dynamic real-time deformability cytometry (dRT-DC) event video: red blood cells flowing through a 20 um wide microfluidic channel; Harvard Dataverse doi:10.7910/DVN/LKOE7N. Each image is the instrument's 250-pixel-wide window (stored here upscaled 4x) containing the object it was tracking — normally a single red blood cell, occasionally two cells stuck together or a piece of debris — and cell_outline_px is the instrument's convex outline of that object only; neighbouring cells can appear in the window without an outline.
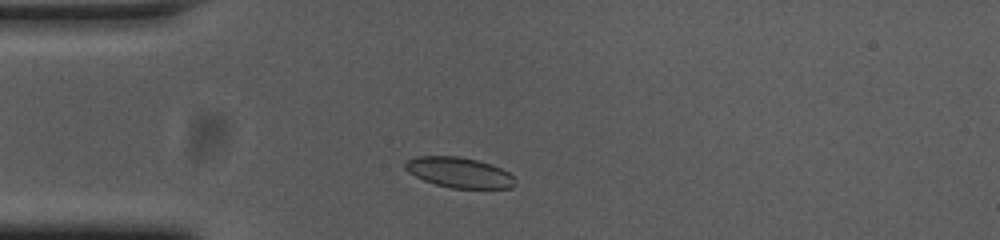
{"species": "common noctule bat (a hibernating species)", "species_latin": "Nyctalus noctula", "temperature_condition": "cold", "stored_images_in_passage": 35, "camera_frame_rate_fps": 3000, "um_per_image_px": 0.085, "animal": {"sex": "female", "body_mass_g": 23.0, "forearm_length_mm": 53.4}, "frame": {"image": 1, "passage_image": 1, "time_ms": 0.0, "image_size_px": [1000, 240], "cell_outline_px": [[516, 184], [512, 188], [452, 188], [436, 184], [424, 180], [408, 172], [404, 168], [404, 164], [408, 160], [416, 156], [460, 156], [492, 164], [508, 172], [516, 180]], "centroid_in_image_um": [39.04, 14.66], "position_along_channel_um": 46.0, "area_um2": 19.42}}
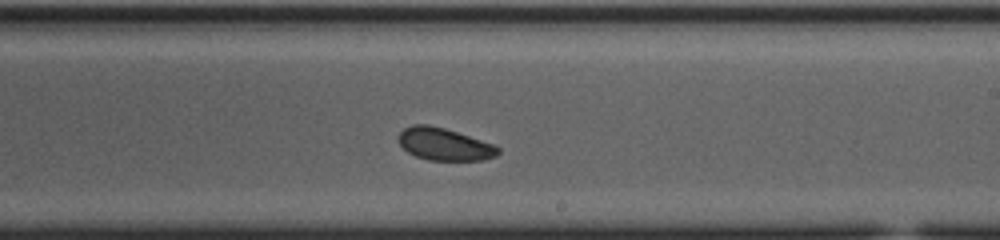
{"frame": {"image": 2, "passage_image": 19, "time_ms": 6.0, "image_size_px": [1000, 240], "cell_outline_px": [[500, 152], [496, 156], [484, 160], [428, 160], [416, 156], [408, 152], [400, 144], [400, 132], [404, 128], [412, 124], [428, 124], [444, 128], [492, 144], [500, 148]], "centroid_in_image_um": [37.77, 12.26], "position_along_channel_um": 251.2, "area_um2": 18.5}}
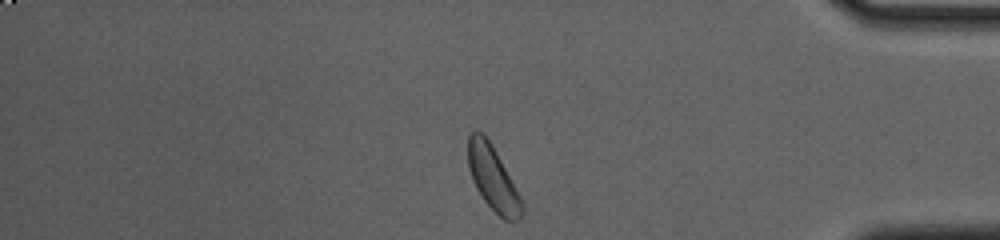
{"frame": {"image": 3, "passage_image": 33, "time_ms": 10.667, "image_size_px": [1000, 240], "cell_outline_px": [[524, 212], [520, 220], [504, 220], [484, 200], [476, 188], [472, 180], [468, 168], [468, 136], [476, 128], [488, 140], [496, 152], [520, 196], [524, 204]], "centroid_in_image_um": [41.89, 15.17], "position_along_channel_um": 393.3, "area_um2": 19.94}, "authors_computed_cell_mechanics": {"area_um2": 19.4786, "velocity_mm_per_s": 3.6885, "shape_relaxation_time_tau1_ms": 8.4531, "shape_relaxation_time_tau2_ms": null, "deformation_change_tau1": 0.0946, "deformation_change_tau2": null}}